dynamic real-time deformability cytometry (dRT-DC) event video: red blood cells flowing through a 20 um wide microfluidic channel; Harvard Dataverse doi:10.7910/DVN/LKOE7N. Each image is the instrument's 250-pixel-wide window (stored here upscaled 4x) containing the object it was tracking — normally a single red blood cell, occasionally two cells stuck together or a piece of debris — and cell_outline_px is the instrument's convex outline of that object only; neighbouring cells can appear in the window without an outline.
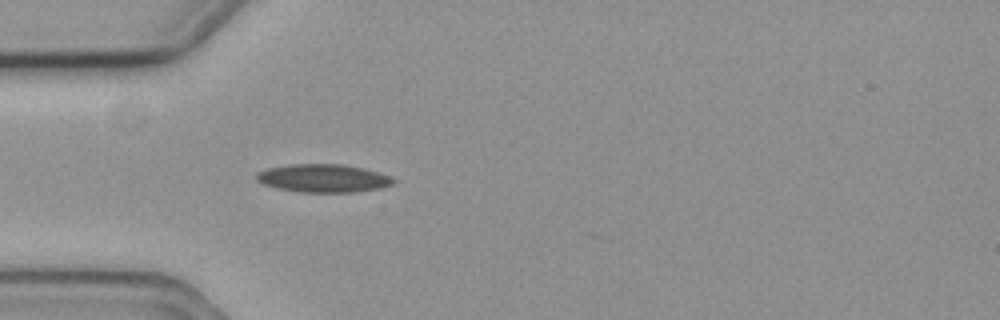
{"species": "common noctule bat (a hibernating species)", "species_latin": "Nyctalus noctula", "temperature_condition": "cold", "stored_images_in_passage": 1, "camera_frame_rate_fps": 3000, "um_per_image_px": 0.085, "animal": {"sex": "female", "body_mass_g": 19.3, "forearm_length_mm": 54.1}, "frame": {"image": 1, "passage_image": 1, "time_ms": 0.0, "image_size_px": [1000, 320], "cell_outline_px": [[396, 184], [380, 188], [352, 192], [300, 192], [276, 188], [264, 184], [256, 180], [256, 172], [268, 168], [288, 164], [344, 164], [364, 168], [392, 176], [396, 180]], "centroid_in_image_um": [27.5, 15.14], "position_along_channel_um": 57.5, "area_um2": 22.66}}